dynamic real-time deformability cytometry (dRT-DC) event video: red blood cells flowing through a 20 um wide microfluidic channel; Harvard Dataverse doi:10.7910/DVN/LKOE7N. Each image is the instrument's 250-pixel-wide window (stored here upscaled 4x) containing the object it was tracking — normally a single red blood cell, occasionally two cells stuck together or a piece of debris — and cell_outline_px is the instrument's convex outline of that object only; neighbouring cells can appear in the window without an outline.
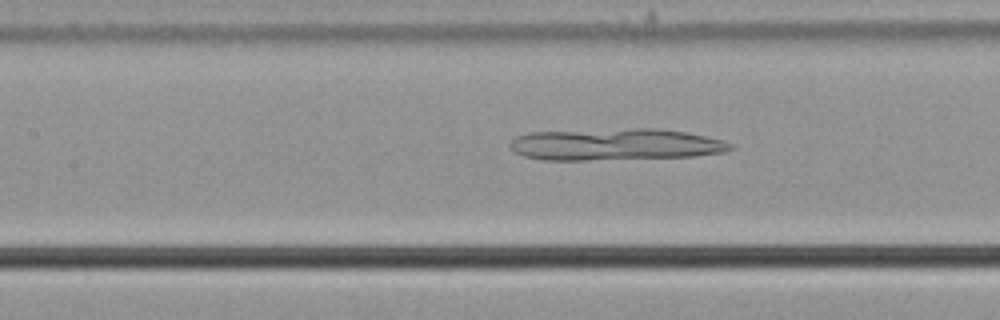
{"species": "common noctule bat (a hibernating species)", "species_latin": "Nyctalus noctula", "temperature_condition": "cold", "stored_images_in_passage": 31, "camera_frame_rate_fps": 3000, "um_per_image_px": 0.085, "animal": {"sex": "male", "body_mass_g": 21.5, "forearm_length_mm": 52.0}, "frame": {"image": 1, "passage_image": 8, "time_ms": 2.333, "image_size_px": [1000, 320], "cell_outline_px": [[732, 148], [724, 152], [696, 156], [588, 160], [544, 160], [524, 156], [516, 152], [512, 148], [512, 140], [516, 136], [528, 132], [632, 128], [656, 128], [688, 132], [724, 140], [732, 144]], "centroid_in_image_um": [52.34, 12.27], "position_along_channel_um": 155.1, "area_um2": 40.92}}
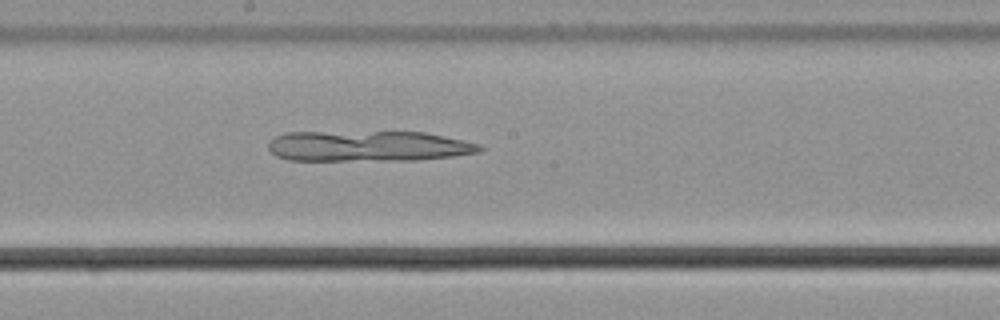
{"frame": {"image": 2, "passage_image": 13, "time_ms": 4.0, "image_size_px": [1000, 320], "cell_outline_px": [[484, 148], [480, 152], [452, 156], [420, 160], [288, 160], [276, 156], [268, 148], [268, 140], [284, 132], [424, 132], [464, 140], [480, 144]], "centroid_in_image_um": [31.29, 12.42], "position_along_channel_um": 216.9, "area_um2": 37.92}}
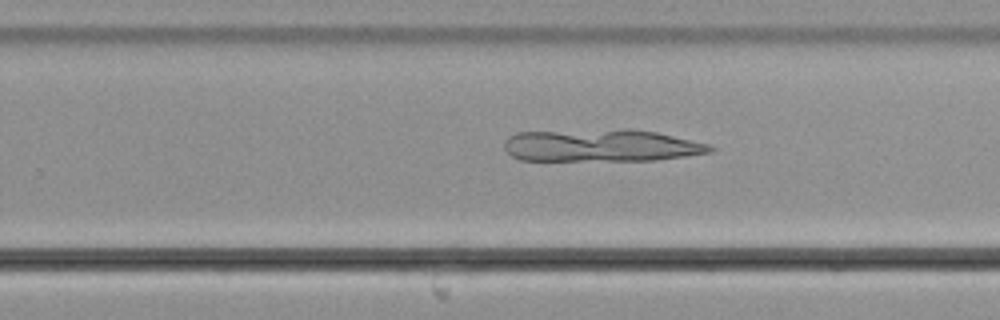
{"frame": {"image": 3, "passage_image": 18, "time_ms": 5.667, "image_size_px": [1000, 320], "cell_outline_px": [[716, 148], [712, 152], [688, 156], [656, 160], [520, 160], [512, 156], [504, 148], [504, 140], [508, 136], [516, 132], [620, 128], [632, 128], [656, 132], [708, 144]], "centroid_in_image_um": [51.09, 12.35], "position_along_channel_um": 278.7, "area_um2": 39.36}}